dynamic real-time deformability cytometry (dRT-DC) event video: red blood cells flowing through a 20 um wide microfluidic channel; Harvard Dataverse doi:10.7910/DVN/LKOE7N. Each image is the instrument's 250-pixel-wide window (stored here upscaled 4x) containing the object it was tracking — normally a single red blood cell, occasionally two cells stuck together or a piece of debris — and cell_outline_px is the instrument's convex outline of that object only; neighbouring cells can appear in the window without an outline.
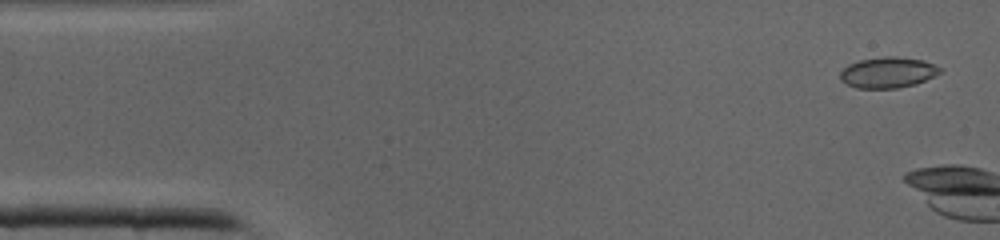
{"species": "common noctule bat (a hibernating species)", "species_latin": "Nyctalus noctula", "temperature_condition": "cold", "stored_images_in_passage": 4, "camera_frame_rate_fps": 3000, "um_per_image_px": 0.085, "animal": {"sex": "male", "body_mass_g": 19.0, "forearm_length_mm": 50.8}, "frame": {"image": 1, "passage_image": 2, "time_ms": 0.333, "image_size_px": [1000, 240], "cell_outline_px": [[944, 68], [940, 72], [916, 84], [896, 88], [856, 88], [840, 80], [840, 72], [848, 64], [860, 60], [884, 56], [896, 56], [924, 60]], "centroid_in_image_um": [75.47, 6.15], "position_along_channel_um": 9.5, "area_um2": 17.92}}